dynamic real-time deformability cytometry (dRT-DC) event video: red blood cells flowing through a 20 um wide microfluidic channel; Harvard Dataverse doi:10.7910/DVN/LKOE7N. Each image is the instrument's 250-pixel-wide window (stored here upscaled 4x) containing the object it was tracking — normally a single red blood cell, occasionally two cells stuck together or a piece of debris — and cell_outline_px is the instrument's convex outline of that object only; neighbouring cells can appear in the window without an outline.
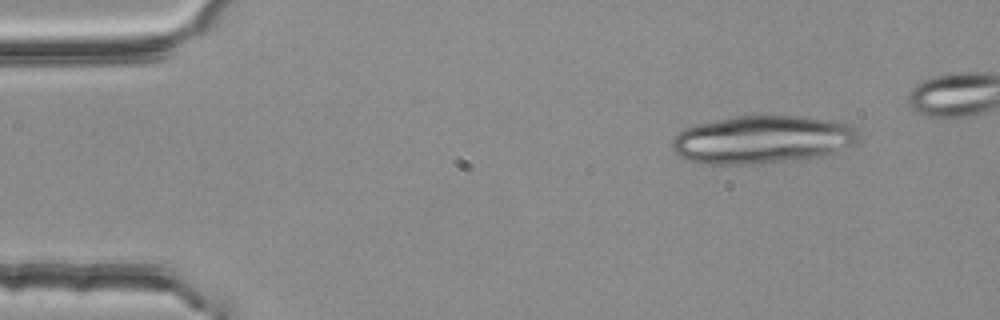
{"species": "common noctule bat (a hibernating species)", "species_latin": "Nyctalus noctula", "temperature_condition": "room temperature", "stored_images_in_passage": 4, "camera_frame_rate_fps": 3000, "um_per_image_px": 0.085, "animal": {"sex": "female", "body_mass_g": 25.1}, "frame": {"image": 1, "passage_image": 1, "time_ms": 0.0, "image_size_px": [1000, 320], "cell_outline_px": [[856, 140], [852, 144], [832, 152], [820, 156], [748, 164], [700, 164], [684, 160], [672, 148], [672, 140], [680, 132], [696, 124], [736, 116], [800, 116], [832, 120], [848, 124], [856, 128]], "centroid_in_image_um": [64.73, 11.86], "position_along_channel_um": 20.3, "area_um2": 51.38}}